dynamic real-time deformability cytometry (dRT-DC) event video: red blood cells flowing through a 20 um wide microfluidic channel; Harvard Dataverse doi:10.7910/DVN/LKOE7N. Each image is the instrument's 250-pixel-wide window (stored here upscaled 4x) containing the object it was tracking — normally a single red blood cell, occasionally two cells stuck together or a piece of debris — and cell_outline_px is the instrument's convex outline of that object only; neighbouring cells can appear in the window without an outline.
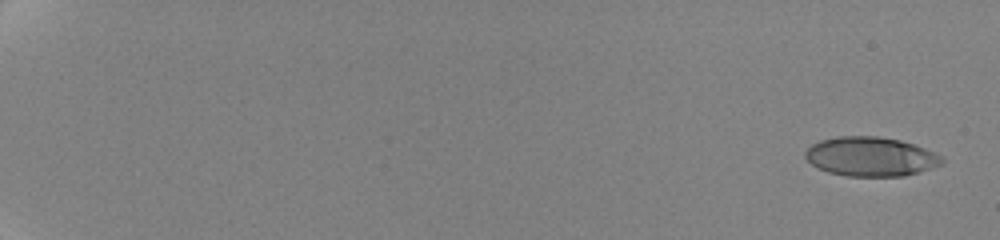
{"species": "human", "species_latin": "Homo sapiens", "temperature_condition": "cold", "stored_images_in_passage": 13, "camera_frame_rate_fps": 3000, "um_per_image_px": 0.085, "donor": {"sex": "female"}, "frame": {"image": 1, "passage_image": 1, "time_ms": 0.0, "image_size_px": [1000, 240], "cell_outline_px": [[944, 164], [920, 172], [904, 176], [844, 176], [828, 172], [816, 168], [804, 156], [804, 152], [812, 144], [820, 140], [836, 136], [880, 136], [900, 140], [924, 148], [944, 156]], "centroid_in_image_um": [74.02, 13.31], "position_along_channel_um": 11.0, "area_um2": 31.62}}
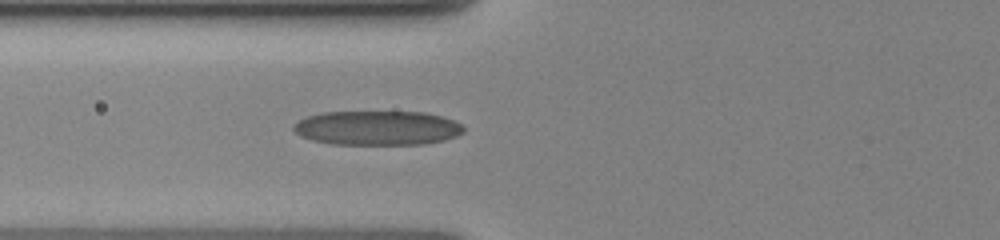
{"frame": {"image": 2, "passage_image": 10, "time_ms": 8.333, "image_size_px": [1000, 240], "cell_outline_px": [[464, 132], [456, 136], [444, 140], [424, 144], [332, 144], [312, 140], [300, 136], [292, 128], [292, 124], [308, 116], [324, 112], [424, 112], [440, 116], [452, 120], [460, 124], [464, 128]], "centroid_in_image_um": [32.05, 10.88], "position_along_channel_um": 93.7, "area_um2": 33.99}}
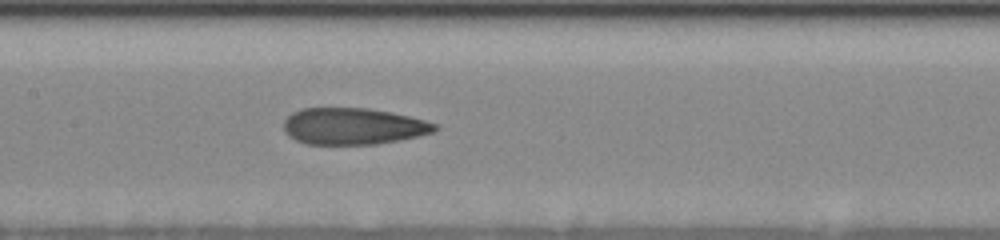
{"frame": {"image": 3, "passage_image": 13, "time_ms": 10.667, "image_size_px": [1000, 240], "cell_outline_px": [[440, 128], [432, 132], [400, 140], [376, 144], [308, 144], [296, 140], [288, 136], [284, 132], [284, 120], [292, 112], [304, 108], [368, 108], [408, 116], [424, 120], [436, 124]], "centroid_in_image_um": [29.99, 10.73], "position_along_channel_um": 177.4, "area_um2": 32.08}}